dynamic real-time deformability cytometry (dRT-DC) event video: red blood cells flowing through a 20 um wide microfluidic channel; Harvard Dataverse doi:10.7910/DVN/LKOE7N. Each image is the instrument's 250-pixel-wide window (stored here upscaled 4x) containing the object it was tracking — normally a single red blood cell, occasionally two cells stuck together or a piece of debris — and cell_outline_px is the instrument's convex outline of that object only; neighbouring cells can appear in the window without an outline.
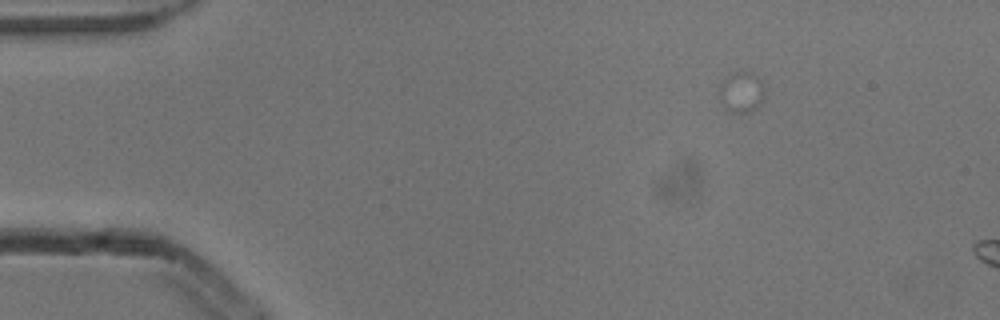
{"species": "common noctule bat (a hibernating species)", "species_latin": "Nyctalus noctula", "temperature_condition": "cold", "stored_images_in_passage": 3, "camera_frame_rate_fps": 3000, "um_per_image_px": 0.085, "animal": {"sex": "male", "body_mass_g": 13.3}, "frame": {"image": 1, "passage_image": 1, "time_ms": 0.0, "image_size_px": [1000, 320], "cell_outline_px": [[764, 100], [752, 112], [732, 112], [724, 108], [720, 100], [720, 84], [732, 72], [752, 72], [760, 80], [764, 92]], "centroid_in_image_um": [63.03, 7.85], "position_along_channel_um": 22.0, "area_um2": 10.69}}